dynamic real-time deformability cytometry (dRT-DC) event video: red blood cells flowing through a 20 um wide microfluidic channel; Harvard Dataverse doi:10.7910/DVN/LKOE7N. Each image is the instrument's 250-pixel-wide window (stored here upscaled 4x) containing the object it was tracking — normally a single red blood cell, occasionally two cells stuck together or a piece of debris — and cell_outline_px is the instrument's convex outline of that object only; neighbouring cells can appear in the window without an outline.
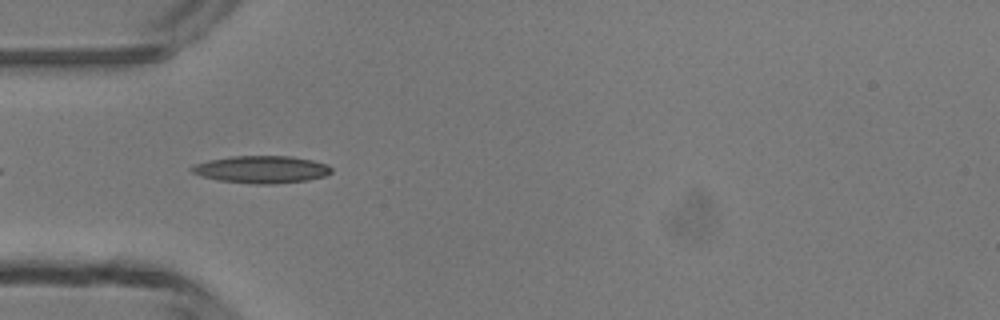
{"species": "common noctule bat (a hibernating species)", "species_latin": "Nyctalus noctula", "temperature_condition": "room temperature", "stored_images_in_passage": 4, "camera_frame_rate_fps": 3000, "um_per_image_px": 0.085, "animal": {"sex": "male", "body_mass_g": 13.3}, "frame": {"image": 1, "passage_image": 4, "time_ms": 3.333, "image_size_px": [1000, 320], "cell_outline_px": [[332, 172], [324, 176], [308, 180], [276, 184], [256, 184], [220, 180], [204, 176], [192, 172], [188, 168], [196, 164], [208, 160], [232, 156], [292, 156], [312, 160], [328, 164], [332, 168]], "centroid_in_image_um": [22.27, 14.4], "position_along_channel_um": 62.7, "area_um2": 22.2}}